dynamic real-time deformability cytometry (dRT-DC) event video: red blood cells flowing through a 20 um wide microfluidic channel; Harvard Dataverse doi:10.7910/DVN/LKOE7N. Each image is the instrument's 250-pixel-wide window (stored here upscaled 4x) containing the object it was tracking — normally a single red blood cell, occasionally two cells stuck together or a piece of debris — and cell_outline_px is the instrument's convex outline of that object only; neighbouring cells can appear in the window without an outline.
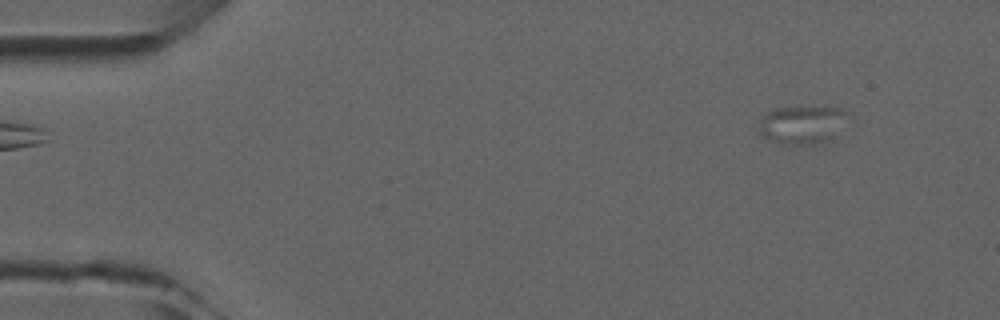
{"species": "common noctule bat (a hibernating species)", "species_latin": "Nyctalus noctula", "temperature_condition": "room temperature", "stored_images_in_passage": 2, "camera_frame_rate_fps": 3000, "um_per_image_px": 0.085, "animal": {"sex": "male", "forearm_length_mm": 52.5}, "frame": {"image": 1, "passage_image": 2, "time_ms": 2.0, "image_size_px": [1000, 320], "cell_outline_px": [[848, 112], [832, 136], [816, 144], [784, 144], [768, 140], [760, 136], [760, 120], [768, 112], [776, 108], [840, 108]], "centroid_in_image_um": [68.08, 10.61], "position_along_channel_um": 16.9, "area_um2": 18.84}}